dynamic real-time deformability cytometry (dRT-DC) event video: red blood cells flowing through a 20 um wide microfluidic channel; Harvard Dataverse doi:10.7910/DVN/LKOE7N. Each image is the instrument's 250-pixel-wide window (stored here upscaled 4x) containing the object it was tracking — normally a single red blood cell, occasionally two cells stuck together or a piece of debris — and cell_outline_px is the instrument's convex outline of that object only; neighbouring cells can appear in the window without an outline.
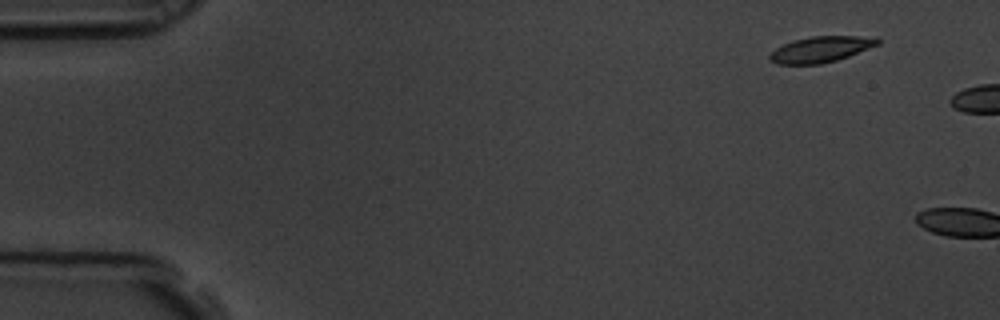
{"species": "common noctule bat (a hibernating species)", "species_latin": "Nyctalus noctula", "temperature_condition": "room temperature", "stored_images_in_passage": 2, "camera_frame_rate_fps": 3000, "um_per_image_px": 0.085, "animal": {"sex": "male", "body_mass_g": 19.5, "forearm_length_mm": 54.6}, "frame": {"image": 1, "passage_image": 1, "time_ms": 0.0, "image_size_px": [1000, 320], "cell_outline_px": [[880, 44], [848, 56], [836, 60], [820, 64], [776, 64], [768, 60], [768, 56], [776, 48], [792, 40], [812, 36], [876, 36], [880, 40]], "centroid_in_image_um": [69.77, 4.18], "position_along_channel_um": 15.2, "area_um2": 16.36}}